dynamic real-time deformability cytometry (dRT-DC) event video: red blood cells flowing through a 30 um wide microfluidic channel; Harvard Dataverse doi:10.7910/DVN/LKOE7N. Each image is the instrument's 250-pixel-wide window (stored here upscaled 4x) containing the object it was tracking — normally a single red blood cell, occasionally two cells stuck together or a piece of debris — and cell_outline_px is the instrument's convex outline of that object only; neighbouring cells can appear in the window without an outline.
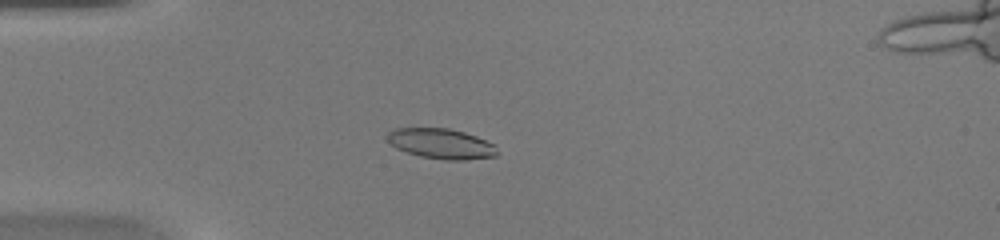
{"species": "common noctule bat (a hibernating species)", "species_latin": "Nyctalus noctula", "temperature_condition": "warm", "stored_images_in_passage": 50, "camera_frame_rate_fps": 3000, "um_per_image_px": 0.085, "animal": {"sex": "female", "body_mass_g": 20.0, "forearm_length_mm": 54.0}, "frame": {"image": 1, "passage_image": 15, "time_ms": 4.667, "image_size_px": [1000, 240], "cell_outline_px": [[496, 156], [464, 160], [444, 160], [420, 156], [396, 148], [388, 140], [388, 132], [396, 128], [448, 128], [464, 132], [476, 136], [496, 144]], "centroid_in_image_um": [37.53, 12.21], "position_along_channel_um": 47.5, "area_um2": 19.25}}
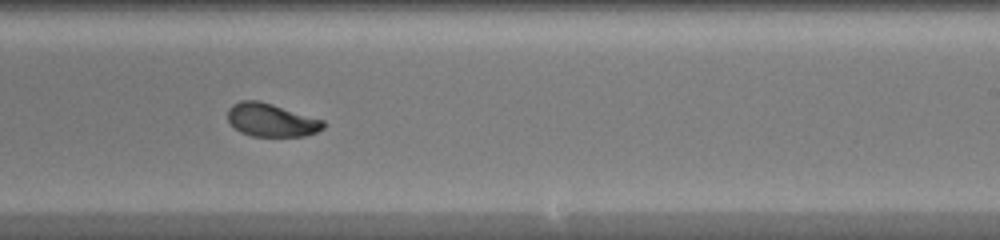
{"frame": {"image": 2, "passage_image": 32, "time_ms": 10.333, "image_size_px": [1000, 240], "cell_outline_px": [[324, 128], [316, 132], [304, 136], [252, 136], [240, 132], [228, 120], [228, 108], [232, 104], [240, 100], [260, 100], [324, 120]], "centroid_in_image_um": [23.05, 10.19], "position_along_channel_um": 265.9, "area_um2": 18.5}}
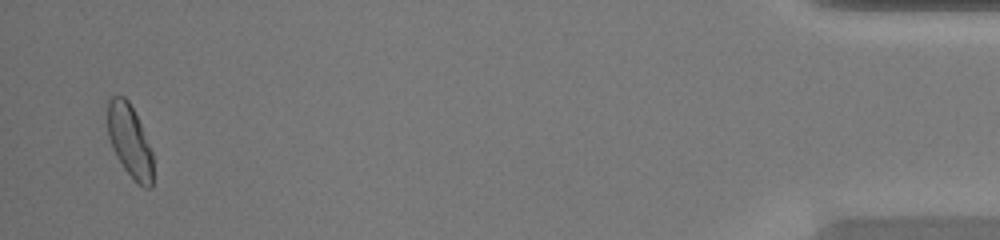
{"frame": {"image": 3, "passage_image": 49, "time_ms": 16.0, "image_size_px": [1000, 240], "cell_outline_px": [[152, 188], [144, 188], [124, 168], [116, 156], [112, 148], [108, 136], [108, 100], [112, 96], [124, 96], [128, 100], [140, 124], [152, 152]], "centroid_in_image_um": [11.01, 11.97], "position_along_channel_um": 424.2, "area_um2": 18.79}, "authors_computed_cell_mechanics": {"area_um2": 19.1896, "velocity_mm_per_s": 4.2254, "shape_relaxation_time_tau1_ms": 4.0075, "shape_relaxation_time_tau2_ms": 1.1896, "deformation_change_tau1": 0.1678, "deformation_change_tau2": 0.0497}}